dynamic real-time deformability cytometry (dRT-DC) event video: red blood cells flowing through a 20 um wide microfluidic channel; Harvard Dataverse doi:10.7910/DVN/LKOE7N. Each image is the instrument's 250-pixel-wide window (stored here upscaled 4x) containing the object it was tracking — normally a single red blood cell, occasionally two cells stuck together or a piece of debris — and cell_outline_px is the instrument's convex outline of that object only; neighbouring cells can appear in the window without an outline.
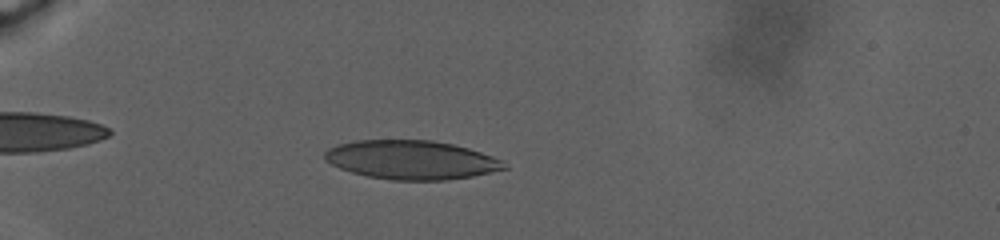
{"species": "human", "species_latin": "Homo sapiens", "temperature_condition": "warm", "stored_images_in_passage": 107, "camera_frame_rate_fps": 3000, "um_per_image_px": 0.085, "donor": {"sex": "male"}, "frame": {"image": 1, "passage_image": 33, "time_ms": 10.0, "image_size_px": [1000, 240], "cell_outline_px": [[508, 168], [472, 176], [448, 180], [392, 180], [368, 176], [352, 172], [340, 168], [324, 160], [324, 152], [328, 148], [336, 144], [356, 140], [432, 140], [452, 144], [468, 148], [504, 160], [508, 164]], "centroid_in_image_um": [34.96, 13.58], "position_along_channel_um": 50.0, "area_um2": 40.81}}
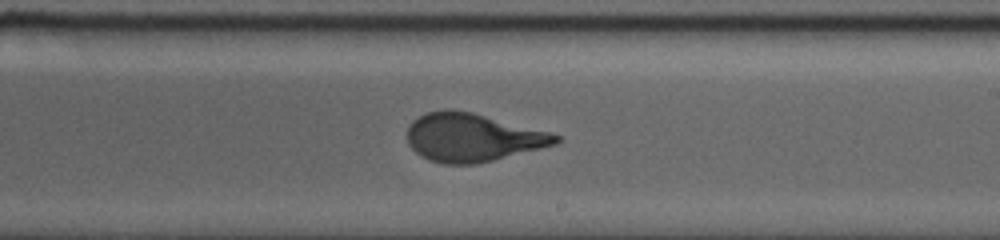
{"frame": {"image": 2, "passage_image": 70, "time_ms": 20.667, "image_size_px": [1000, 240], "cell_outline_px": [[560, 140], [556, 144], [476, 164], [444, 164], [428, 160], [420, 156], [408, 144], [408, 124], [412, 120], [424, 112], [444, 108], [472, 112], [552, 132], [560, 136]], "centroid_in_image_um": [40.12, 11.67], "position_along_channel_um": 248.9, "area_um2": 41.91}}
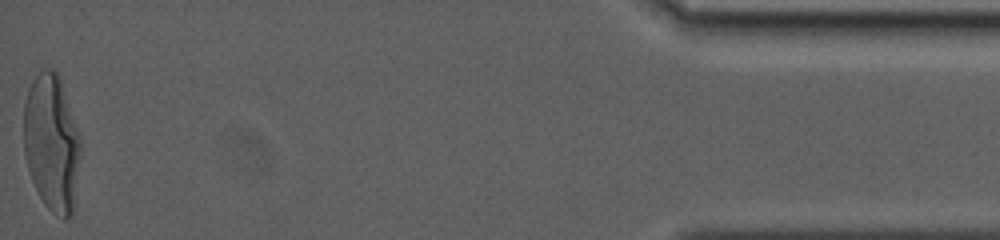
{"frame": {"image": 3, "passage_image": 106, "time_ms": 32.0, "image_size_px": [1000, 240], "cell_outline_px": [[80, 156], [72, 216], [68, 220], [64, 220], [52, 212], [44, 204], [32, 180], [24, 156], [24, 104], [28, 88], [32, 80], [44, 68], [56, 68], [60, 76], [80, 136]], "centroid_in_image_um": [4.39, 12.12], "position_along_channel_um": 430.8, "area_um2": 45.6}, "authors_computed_cell_mechanics": {"area_um2": 41.5582, "velocity_mm_per_s": 2.2531, "shape_relaxation_time_tau1_ms": 10.0085, "shape_relaxation_time_tau2_ms": null, "deformation_change_tau1": 0.2934, "deformation_change_tau2": null}}